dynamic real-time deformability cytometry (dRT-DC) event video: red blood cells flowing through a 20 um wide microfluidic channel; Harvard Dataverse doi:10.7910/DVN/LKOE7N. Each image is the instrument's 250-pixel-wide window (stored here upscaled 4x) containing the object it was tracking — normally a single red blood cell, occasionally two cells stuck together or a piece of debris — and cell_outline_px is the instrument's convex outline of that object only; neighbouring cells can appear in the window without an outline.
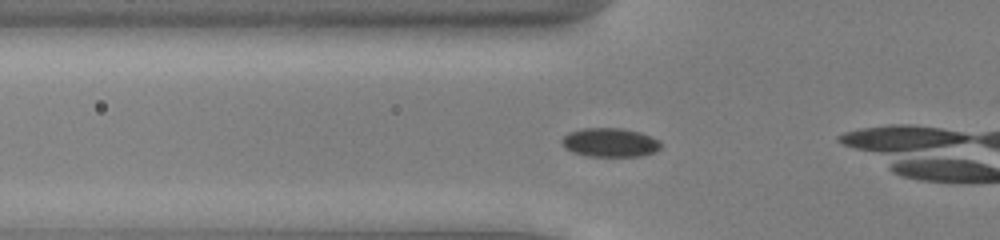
{"species": "common noctule bat (a hibernating species)", "species_latin": "Nyctalus noctula", "temperature_condition": "cold", "stored_images_in_passage": 15, "camera_frame_rate_fps": 3000, "um_per_image_px": 0.085, "animal": {"sex": "male", "body_mass_g": 13.0, "forearm_length_mm": 53.1}, "frame": {"image": 1, "passage_image": 9, "time_ms": 2.667, "image_size_px": [1000, 240], "cell_outline_px": [[660, 148], [656, 152], [640, 156], [588, 156], [572, 152], [564, 148], [560, 140], [568, 132], [584, 128], [624, 128], [640, 132], [652, 136], [660, 140]], "centroid_in_image_um": [51.85, 12.1], "position_along_channel_um": 74.0, "area_um2": 16.88}}
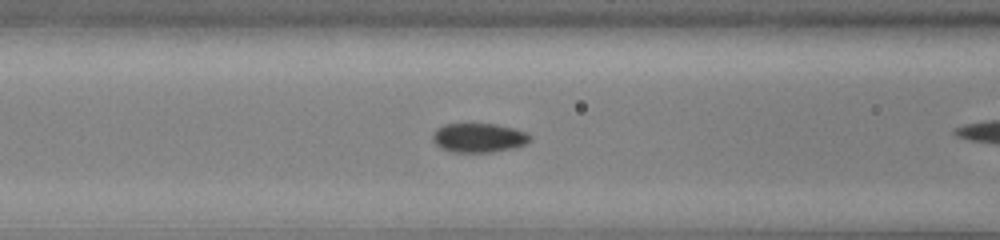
{"frame": {"image": 2, "passage_image": 13, "time_ms": 4.0, "image_size_px": [1000, 240], "cell_outline_px": [[532, 140], [524, 144], [512, 148], [492, 152], [448, 152], [440, 148], [432, 140], [432, 132], [436, 128], [444, 124], [496, 124], [528, 132], [532, 136]], "centroid_in_image_um": [40.67, 11.71], "position_along_channel_um": 125.9, "area_um2": 16.76}}